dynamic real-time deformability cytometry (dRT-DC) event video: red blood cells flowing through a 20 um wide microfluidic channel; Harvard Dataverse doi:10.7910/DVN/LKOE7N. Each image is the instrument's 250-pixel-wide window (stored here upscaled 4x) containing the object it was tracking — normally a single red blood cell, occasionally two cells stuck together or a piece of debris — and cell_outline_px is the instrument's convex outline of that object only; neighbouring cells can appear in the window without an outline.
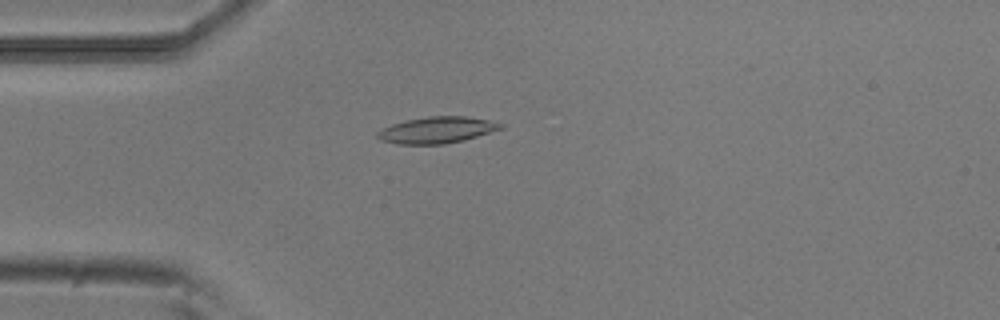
{"species": "common noctule bat (a hibernating species)", "species_latin": "Nyctalus noctula", "temperature_condition": "room temperature", "stored_images_in_passage": 50, "camera_frame_rate_fps": 3000, "um_per_image_px": 0.085, "animal": {"sex": "male", "body_mass_g": 20.5, "forearm_length_mm": 52.5}, "frame": {"image": 1, "passage_image": 14, "time_ms": 4.333, "image_size_px": [1000, 320], "cell_outline_px": [[504, 128], [464, 140], [444, 144], [396, 144], [380, 140], [376, 136], [376, 132], [392, 124], [404, 120], [428, 116], [464, 116], [488, 120], [504, 124]], "centroid_in_image_um": [37.12, 11.05], "position_along_channel_um": 47.9, "area_um2": 19.02}}
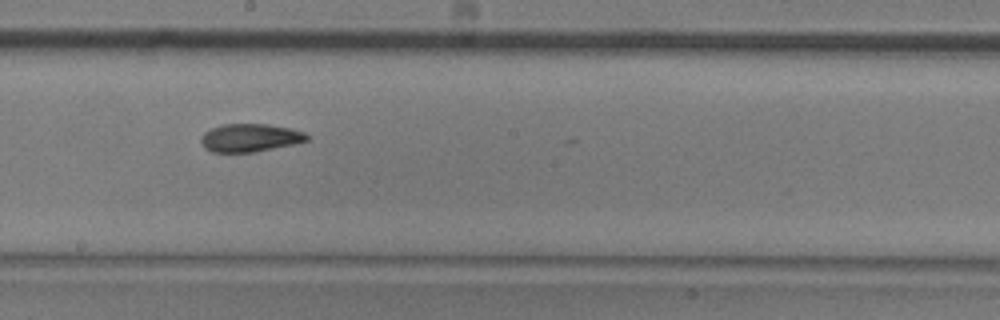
{"frame": {"image": 2, "passage_image": 29, "time_ms": 9.333, "image_size_px": [1000, 320], "cell_outline_px": [[308, 140], [292, 144], [252, 152], [212, 152], [204, 148], [200, 140], [200, 136], [204, 132], [212, 128], [224, 124], [268, 124], [292, 128], [304, 132], [308, 136]], "centroid_in_image_um": [21.22, 11.7], "position_along_channel_um": 227.0, "area_um2": 17.22}}
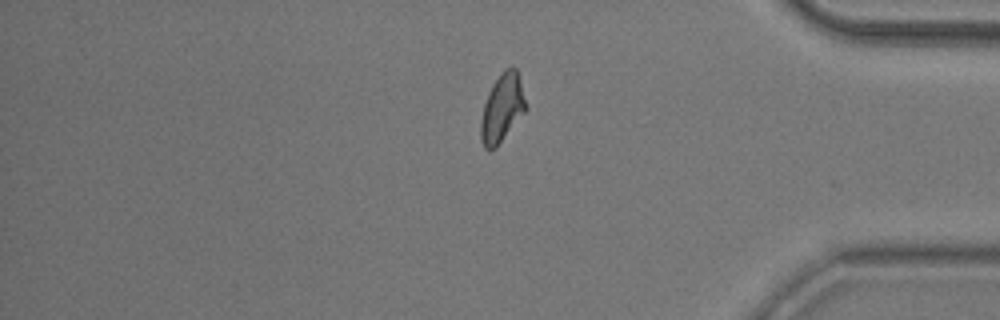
{"frame": {"image": 3, "passage_image": 44, "time_ms": 14.333, "image_size_px": [1000, 320], "cell_outline_px": [[528, 108], [496, 148], [484, 148], [480, 136], [480, 120], [484, 104], [488, 92], [492, 84], [504, 68], [512, 64], [516, 68], [520, 80]], "centroid_in_image_um": [42.69, 9.15], "position_along_channel_um": 392.5, "area_um2": 18.03}, "authors_computed_cell_mechanics": {"area_um2": 17.6868, "velocity_mm_per_s": 3.8204, "shape_relaxation_time_tau1_ms": 7.5288, "shape_relaxation_time_tau2_ms": 3.016, "deformation_change_tau1": 0.1835, "deformation_change_tau2": 0.1}}